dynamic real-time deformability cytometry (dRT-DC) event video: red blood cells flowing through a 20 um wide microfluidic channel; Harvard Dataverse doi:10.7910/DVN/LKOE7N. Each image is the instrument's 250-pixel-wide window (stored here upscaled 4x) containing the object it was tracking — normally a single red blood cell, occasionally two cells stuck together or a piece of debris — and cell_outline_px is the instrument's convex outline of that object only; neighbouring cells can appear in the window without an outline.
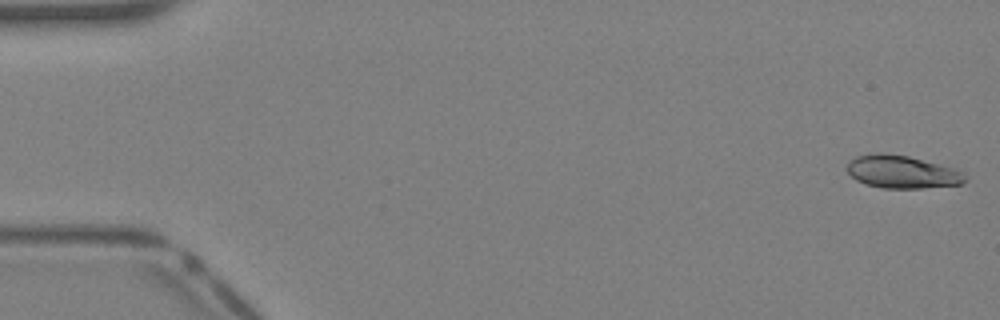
{"species": "Egyptian fruit bat (a non-hibernating species)", "species_latin": "Rousettus aegyptiacus", "temperature_condition": "warm", "stored_images_in_passage": 41, "camera_frame_rate_fps": 3000, "um_per_image_px": 0.085, "animal": {"sex": "female"}, "frame": {"image": 1, "passage_image": 1, "time_ms": 0.0, "image_size_px": [1000, 320], "cell_outline_px": [[968, 180], [964, 184], [920, 188], [880, 188], [864, 184], [856, 180], [844, 168], [856, 156], [872, 152], [880, 152], [908, 156], [956, 168], [964, 172], [968, 176]], "centroid_in_image_um": [76.7, 14.61], "position_along_channel_um": 8.3, "area_um2": 23.0}}
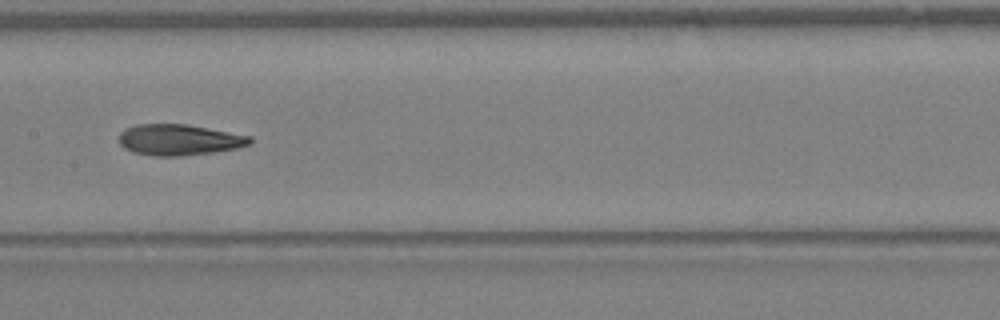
{"frame": {"image": 2, "passage_image": 21, "time_ms": 6.667, "image_size_px": [1000, 320], "cell_outline_px": [[252, 144], [236, 148], [216, 152], [184, 156], [152, 156], [132, 152], [124, 148], [120, 144], [120, 132], [124, 128], [136, 124], [188, 124], [252, 136]], "centroid_in_image_um": [15.23, 11.88], "position_along_channel_um": 192.2, "area_um2": 23.99}}
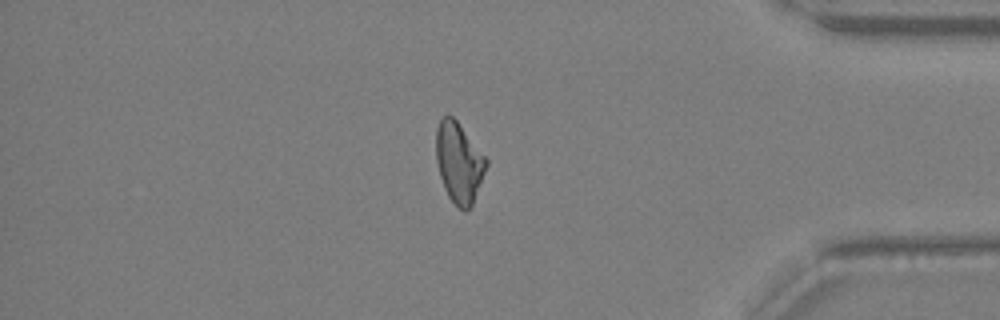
{"frame": {"image": 3, "passage_image": 35, "time_ms": 11.333, "image_size_px": [1000, 320], "cell_outline_px": [[488, 164], [472, 204], [464, 212], [448, 196], [444, 188], [440, 176], [436, 160], [436, 128], [440, 120], [444, 116], [452, 116], [456, 120], [488, 160]], "centroid_in_image_um": [39.0, 13.81], "position_along_channel_um": 396.2, "area_um2": 23.06}}